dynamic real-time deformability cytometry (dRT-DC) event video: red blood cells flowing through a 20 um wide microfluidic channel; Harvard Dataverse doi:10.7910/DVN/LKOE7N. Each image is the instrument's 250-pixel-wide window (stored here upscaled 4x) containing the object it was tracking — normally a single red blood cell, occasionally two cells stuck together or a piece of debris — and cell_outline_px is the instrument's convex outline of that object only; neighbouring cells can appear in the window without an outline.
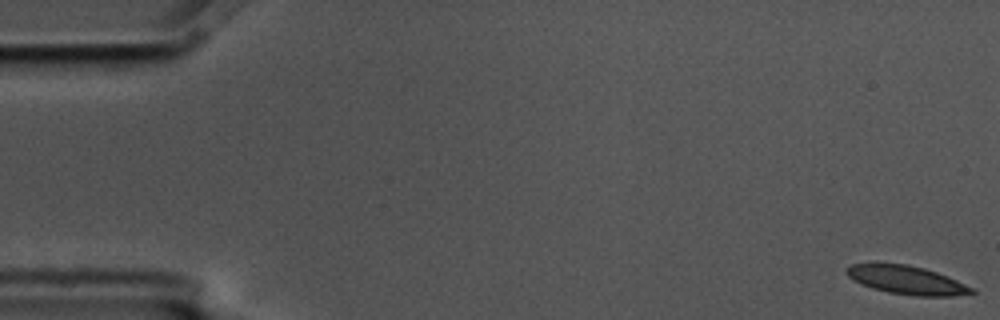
{"species": "common noctule bat (a hibernating species)", "species_latin": "Nyctalus noctula", "temperature_condition": "cold", "stored_images_in_passage": 14, "camera_frame_rate_fps": 3000, "um_per_image_px": 0.085, "animal": {"sex": "male", "body_mass_g": 17.5, "forearm_length_mm": 52.3}, "frame": {"image": 1, "passage_image": 1, "time_ms": 0.0, "image_size_px": [1000, 320], "cell_outline_px": [[976, 292], [952, 296], [916, 296], [888, 292], [872, 288], [860, 284], [852, 280], [844, 272], [852, 264], [908, 264], [924, 268], [948, 276], [976, 288]], "centroid_in_image_um": [77.1, 23.81], "position_along_channel_um": 7.9, "area_um2": 20.75}}